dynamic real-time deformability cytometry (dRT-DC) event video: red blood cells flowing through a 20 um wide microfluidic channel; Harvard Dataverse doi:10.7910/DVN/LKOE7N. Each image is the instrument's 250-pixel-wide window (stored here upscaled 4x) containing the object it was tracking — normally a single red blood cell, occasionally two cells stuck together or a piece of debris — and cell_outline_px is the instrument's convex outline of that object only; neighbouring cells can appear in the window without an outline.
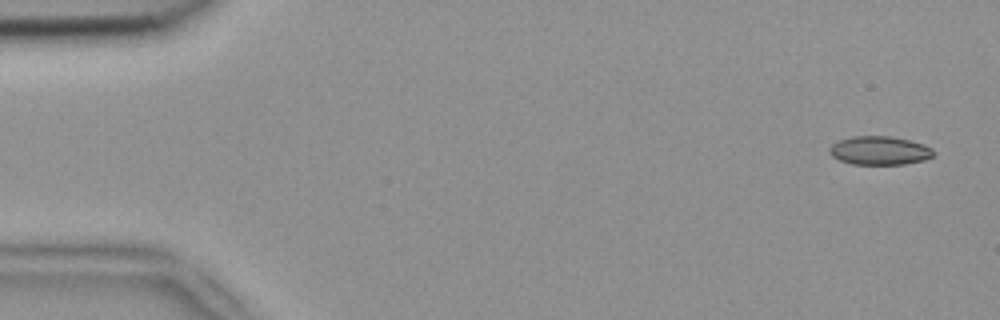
{"species": "common noctule bat (a hibernating species)", "species_latin": "Nyctalus noctula", "temperature_condition": "room temperature", "stored_images_in_passage": 5, "camera_frame_rate_fps": 3000, "um_per_image_px": 0.085, "animal": {"sex": "female", "body_mass_g": 18.4}, "frame": {"image": 1, "passage_image": 1, "time_ms": 0.0, "image_size_px": [1000, 320], "cell_outline_px": [[936, 152], [932, 156], [924, 160], [904, 164], [852, 164], [840, 160], [832, 156], [828, 152], [828, 148], [832, 144], [840, 140], [852, 136], [892, 136], [924, 144], [932, 148]], "centroid_in_image_um": [74.76, 12.79], "position_along_channel_um": 10.2, "area_um2": 17.4}}
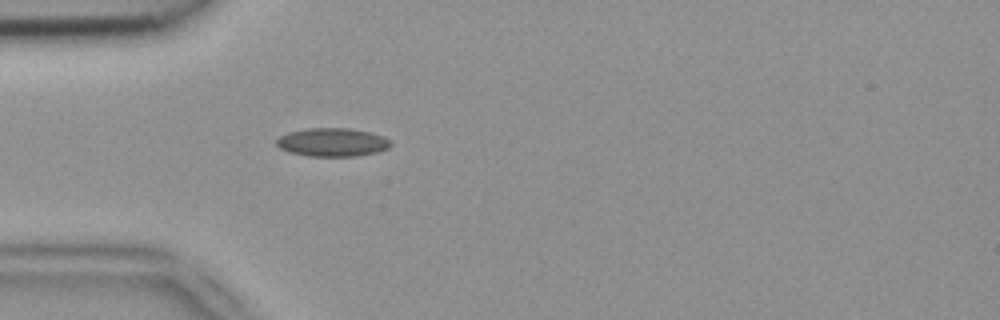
{"frame": {"image": 2, "passage_image": 5, "time_ms": 1.333, "image_size_px": [1000, 320], "cell_outline_px": [[392, 144], [388, 148], [376, 152], [356, 156], [308, 156], [288, 152], [280, 148], [276, 144], [276, 140], [280, 136], [288, 132], [308, 128], [352, 128], [384, 136]], "centroid_in_image_um": [28.23, 12.09], "position_along_channel_um": 56.8, "area_um2": 18.9}}